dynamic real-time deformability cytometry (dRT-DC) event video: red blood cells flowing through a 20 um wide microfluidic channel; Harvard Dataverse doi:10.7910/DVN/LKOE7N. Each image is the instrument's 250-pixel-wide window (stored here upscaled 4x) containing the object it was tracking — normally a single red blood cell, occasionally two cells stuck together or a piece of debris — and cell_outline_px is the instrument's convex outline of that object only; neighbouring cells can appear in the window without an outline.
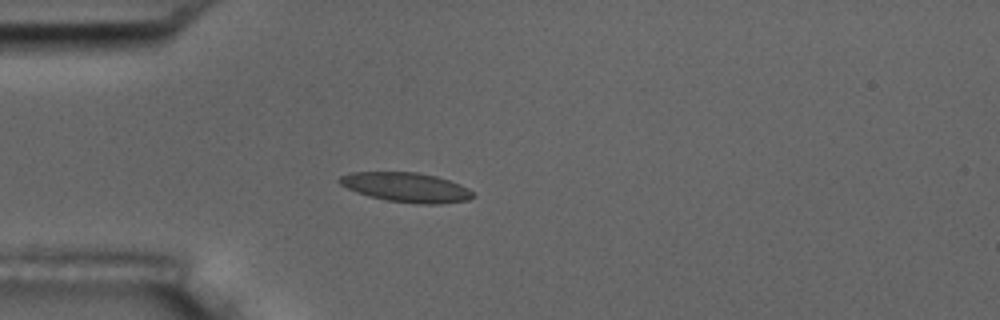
{"species": "common noctule bat (a hibernating species)", "species_latin": "Nyctalus noctula", "temperature_condition": "room temperature", "stored_images_in_passage": 1, "camera_frame_rate_fps": 3000, "um_per_image_px": 0.085, "animal": {"sex": "male", "body_mass_g": 17.5, "forearm_length_mm": 52.3}, "frame": {"image": 1, "passage_image": 1, "time_ms": 0.0, "image_size_px": [1000, 320], "cell_outline_px": [[476, 196], [468, 200], [440, 204], [420, 204], [388, 200], [368, 196], [356, 192], [340, 184], [336, 180], [340, 176], [352, 172], [416, 172], [436, 176], [460, 184], [468, 188]], "centroid_in_image_um": [34.53, 15.92], "position_along_channel_um": 50.5, "area_um2": 22.95}}